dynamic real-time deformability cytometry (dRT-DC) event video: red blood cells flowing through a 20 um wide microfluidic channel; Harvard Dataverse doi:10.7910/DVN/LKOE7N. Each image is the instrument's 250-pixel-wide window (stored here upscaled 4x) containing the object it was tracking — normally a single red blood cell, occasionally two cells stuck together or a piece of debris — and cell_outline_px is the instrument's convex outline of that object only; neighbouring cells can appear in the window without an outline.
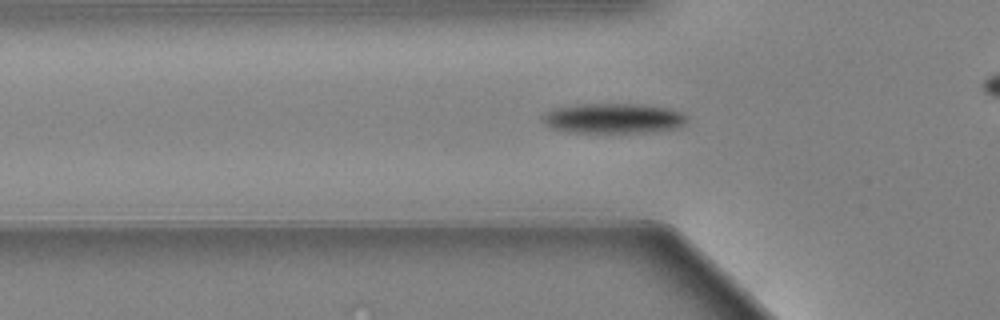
{"species": "Egyptian fruit bat (a non-hibernating species)", "species_latin": "Rousettus aegyptiacus", "temperature_condition": "warm", "stored_images_in_passage": 36, "camera_frame_rate_fps": 3000, "um_per_image_px": 0.085, "animal": {"sex": "female"}, "frame": {"image": 1, "passage_image": 6, "time_ms": 1.667, "image_size_px": [1000, 320], "cell_outline_px": [[684, 124], [672, 128], [644, 132], [568, 132], [552, 128], [544, 124], [544, 116], [548, 112], [556, 108], [580, 104], [640, 104], [668, 108], [680, 112], [684, 116]], "centroid_in_image_um": [52.09, 10.05], "position_along_channel_um": 73.7, "area_um2": 24.62}}
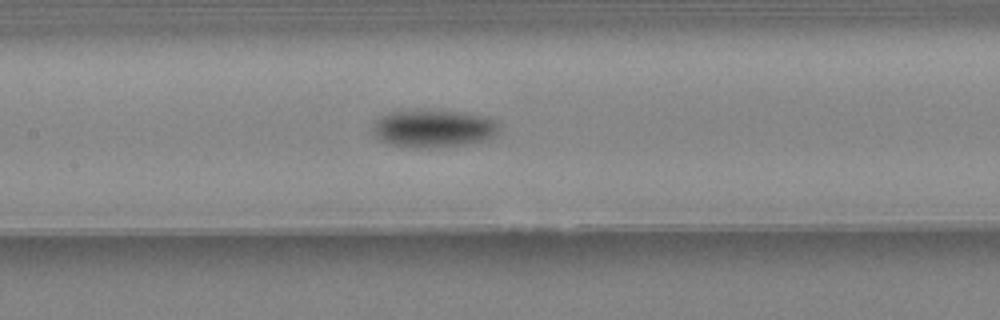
{"frame": {"image": 2, "passage_image": 14, "time_ms": 4.333, "image_size_px": [1000, 320], "cell_outline_px": [[500, 124], [496, 136], [484, 140], [464, 144], [436, 148], [416, 148], [392, 144], [380, 140], [376, 136], [372, 128], [376, 120], [388, 112], [400, 108], [428, 108], [468, 112], [484, 116]], "centroid_in_image_um": [36.82, 10.87], "position_along_channel_um": 170.6, "area_um2": 28.73}}
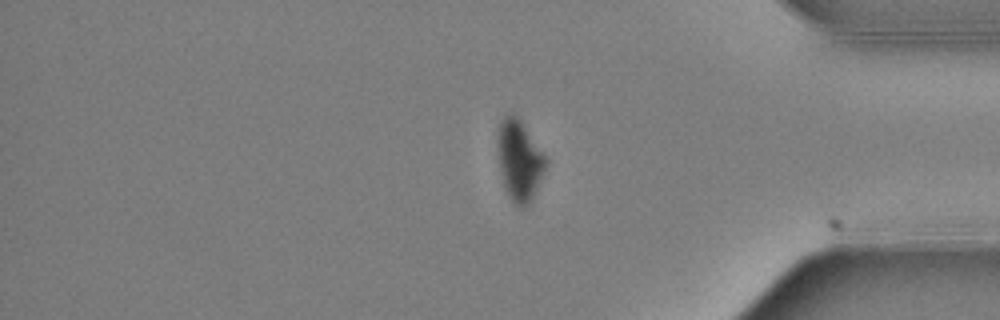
{"frame": {"image": 3, "passage_image": 34, "time_ms": 11.0, "image_size_px": [1000, 320], "cell_outline_px": [[548, 160], [540, 180], [528, 204], [524, 208], [520, 208], [512, 200], [504, 184], [500, 168], [500, 120], [508, 112], [516, 112]], "centroid_in_image_um": [44.18, 13.57], "position_along_channel_um": 391.0, "area_um2": 21.79}, "authors_computed_cell_mechanics": {"area_um2": 25.8655, "velocity_mm_per_s": 3.626, "shape_relaxation_time_tau1_ms": 2.4585, "shape_relaxation_time_tau2_ms": null, "deformation_change_tau1": 0.1529, "deformation_change_tau2": null}}